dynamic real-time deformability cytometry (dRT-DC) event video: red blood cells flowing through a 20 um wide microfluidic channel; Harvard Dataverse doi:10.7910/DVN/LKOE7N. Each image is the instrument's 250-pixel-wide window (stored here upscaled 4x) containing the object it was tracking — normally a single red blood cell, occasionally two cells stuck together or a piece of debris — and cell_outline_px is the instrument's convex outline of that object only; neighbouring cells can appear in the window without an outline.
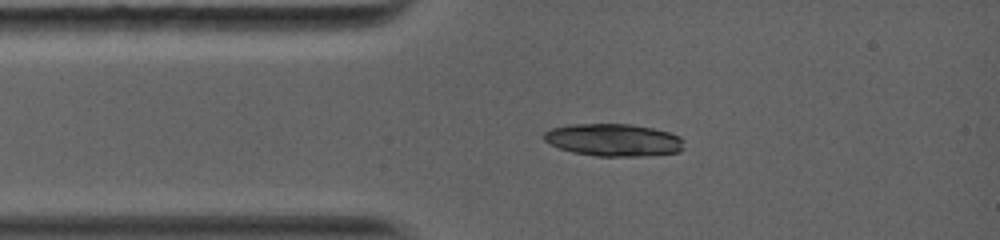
{"species": "common noctule bat (a hibernating species)", "species_latin": "Nyctalus noctula", "temperature_condition": "warm", "stored_images_in_passage": 1, "camera_frame_rate_fps": 5000, "um_per_image_px": 0.085, "animal": {"sex": "female", "body_mass_g": 19.0, "forearm_length_mm": 56.7}, "frame": {"image": 1, "passage_image": 1, "time_ms": 0.0, "image_size_px": [1000, 240], "cell_outline_px": [[684, 148], [680, 152], [640, 156], [596, 156], [572, 152], [560, 148], [544, 140], [544, 132], [552, 128], [568, 124], [632, 124], [652, 128], [668, 132], [680, 136], [684, 140]], "centroid_in_image_um": [52.18, 11.89], "position_along_channel_um": 32.8, "area_um2": 26.53}}